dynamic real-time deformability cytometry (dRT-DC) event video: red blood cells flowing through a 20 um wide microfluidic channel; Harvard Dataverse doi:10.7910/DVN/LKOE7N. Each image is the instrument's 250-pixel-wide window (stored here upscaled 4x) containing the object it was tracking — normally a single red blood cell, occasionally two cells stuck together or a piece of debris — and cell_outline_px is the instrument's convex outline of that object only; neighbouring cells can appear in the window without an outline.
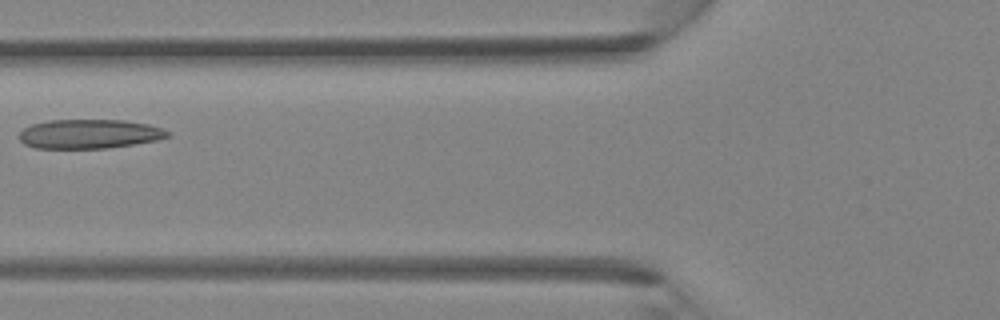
{"species": "Egyptian fruit bat (a non-hibernating species)", "species_latin": "Rousettus aegyptiacus", "temperature_condition": "room temperature", "stored_images_in_passage": 2, "camera_frame_rate_fps": 3000, "um_per_image_px": 0.085, "animal": {"sex": "female"}, "frame": {"image": 1, "passage_image": 2, "time_ms": 0.333, "image_size_px": [1000, 320], "cell_outline_px": [[172, 136], [156, 140], [108, 148], [36, 148], [24, 144], [20, 140], [20, 132], [24, 128], [32, 124], [48, 120], [124, 120], [148, 124], [172, 132]], "centroid_in_image_um": [7.61, 11.38], "position_along_channel_um": 118.2, "area_um2": 25.26}}